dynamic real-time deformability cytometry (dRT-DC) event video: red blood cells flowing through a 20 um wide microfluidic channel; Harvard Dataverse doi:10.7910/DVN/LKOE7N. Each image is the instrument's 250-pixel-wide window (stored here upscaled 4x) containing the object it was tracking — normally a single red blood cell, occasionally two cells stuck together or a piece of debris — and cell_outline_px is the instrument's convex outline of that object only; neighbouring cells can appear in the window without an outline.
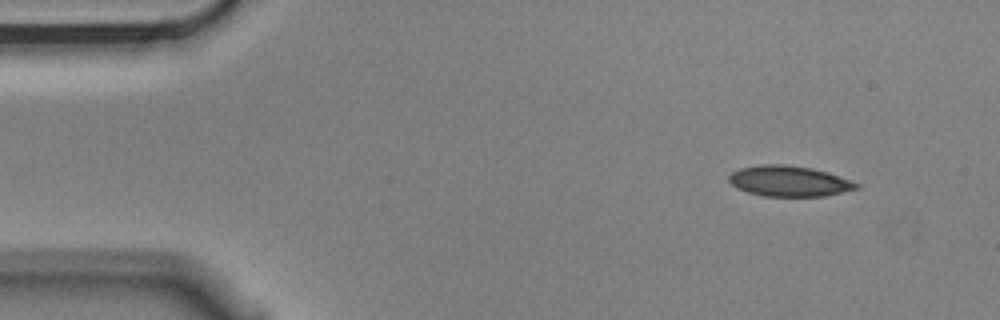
{"species": "Egyptian fruit bat (a non-hibernating species)", "species_latin": "Rousettus aegyptiacus", "temperature_condition": "cold", "stored_images_in_passage": 8, "camera_frame_rate_fps": 3000, "um_per_image_px": 0.085, "animal": {"sex": "male"}, "frame": {"image": 1, "passage_image": 1, "time_ms": 0.0, "image_size_px": [1000, 320], "cell_outline_px": [[860, 188], [844, 192], [824, 196], [764, 196], [748, 192], [736, 188], [728, 180], [728, 176], [732, 172], [740, 168], [764, 164], [784, 164], [812, 168], [828, 172], [860, 184]], "centroid_in_image_um": [67.08, 15.39], "position_along_channel_um": 17.9, "area_um2": 22.77}}
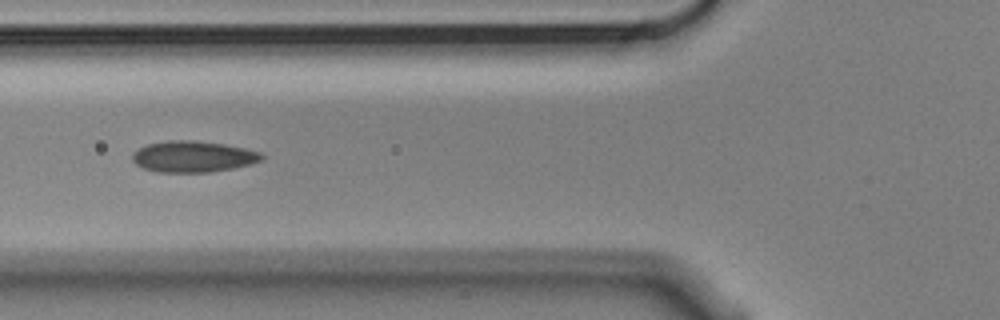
{"frame": {"image": 2, "passage_image": 5, "time_ms": 1.333, "image_size_px": [1000, 320], "cell_outline_px": [[264, 160], [252, 164], [232, 168], [208, 172], [156, 172], [144, 168], [136, 164], [132, 160], [132, 152], [148, 144], [168, 140], [196, 140], [224, 144], [244, 148], [260, 152], [264, 156]], "centroid_in_image_um": [16.42, 13.31], "position_along_channel_um": 109.4, "area_um2": 23.58}}
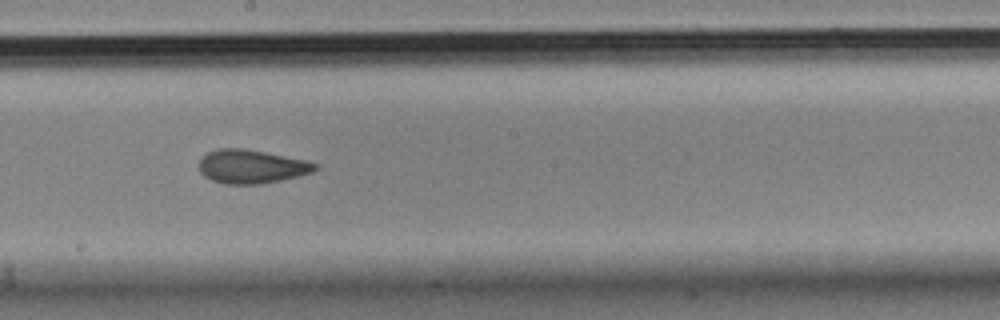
{"frame": {"image": 3, "passage_image": 8, "time_ms": 2.333, "image_size_px": [1000, 320], "cell_outline_px": [[320, 168], [312, 172], [264, 184], [224, 184], [212, 180], [204, 176], [200, 172], [200, 160], [208, 152], [220, 148], [244, 148], [304, 160], [320, 164]], "centroid_in_image_um": [21.39, 14.16], "position_along_channel_um": 226.8, "area_um2": 22.66}}